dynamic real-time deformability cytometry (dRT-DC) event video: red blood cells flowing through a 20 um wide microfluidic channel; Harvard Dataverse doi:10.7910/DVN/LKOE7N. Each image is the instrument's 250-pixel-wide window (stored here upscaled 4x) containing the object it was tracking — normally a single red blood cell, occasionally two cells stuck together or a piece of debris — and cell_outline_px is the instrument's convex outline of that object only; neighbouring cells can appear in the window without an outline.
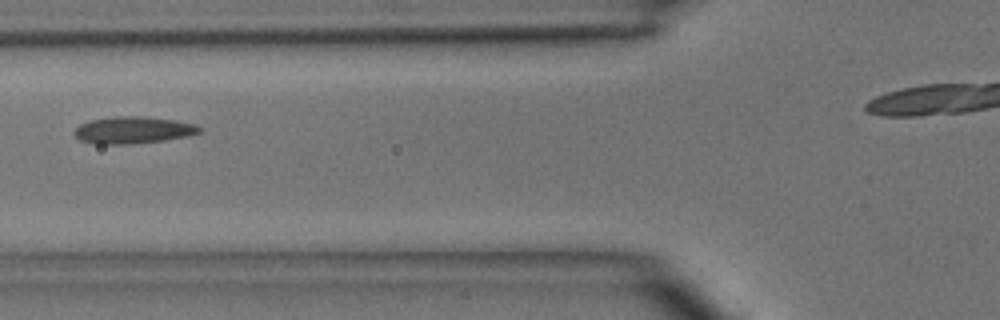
{"species": "common noctule bat (a hibernating species)", "species_latin": "Nyctalus noctula", "temperature_condition": "room temperature", "stored_images_in_passage": 5, "camera_frame_rate_fps": 3000, "um_per_image_px": 0.085, "animal": {"sex": "male", "body_mass_g": 15.6}, "frame": {"image": 1, "passage_image": 2, "time_ms": 1.0, "image_size_px": [1000, 320], "cell_outline_px": [[204, 128], [200, 132], [188, 136], [164, 140], [132, 144], [92, 144], [80, 140], [72, 132], [80, 124], [88, 120], [116, 116], [144, 116], [176, 120], [196, 124]], "centroid_in_image_um": [11.32, 11.05], "position_along_channel_um": 114.5, "area_um2": 19.94}}